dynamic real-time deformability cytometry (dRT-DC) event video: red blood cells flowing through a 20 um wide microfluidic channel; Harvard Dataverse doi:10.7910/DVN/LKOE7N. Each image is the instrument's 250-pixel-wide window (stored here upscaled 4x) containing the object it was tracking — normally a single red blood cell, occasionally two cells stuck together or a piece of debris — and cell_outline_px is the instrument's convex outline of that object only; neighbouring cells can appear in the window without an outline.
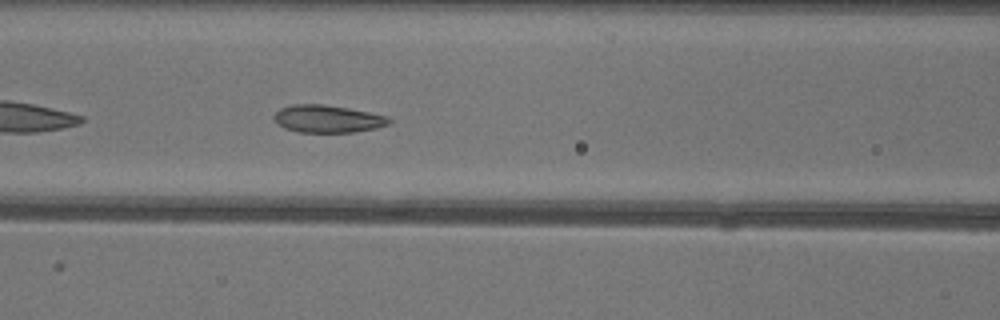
{"species": "common noctule bat (a hibernating species)", "species_latin": "Nyctalus noctula", "temperature_condition": "warm", "stored_images_in_passage": 26, "camera_frame_rate_fps": 3000, "um_per_image_px": 0.085, "animal": {"sex": "female"}, "frame": {"image": 1, "passage_image": 8, "time_ms": 2.333, "image_size_px": [1000, 320], "cell_outline_px": [[392, 124], [376, 128], [352, 132], [296, 132], [284, 128], [272, 116], [280, 108], [292, 104], [324, 104], [348, 108], [388, 116], [392, 120]], "centroid_in_image_um": [27.87, 10.1], "position_along_channel_um": 138.7, "area_um2": 18.5}}
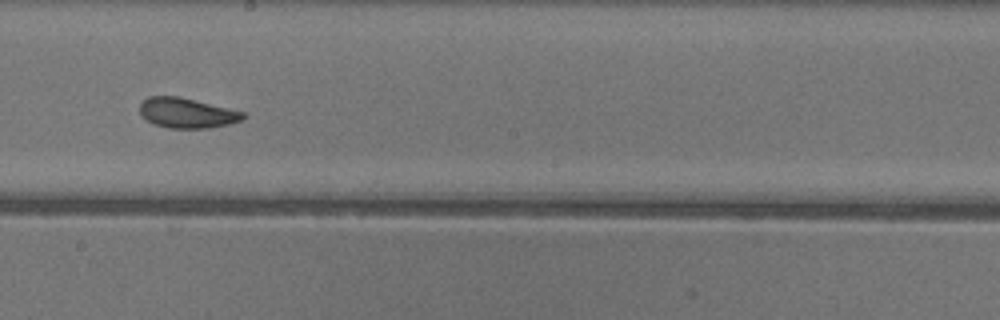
{"frame": {"image": 2, "passage_image": 15, "time_ms": 4.667, "image_size_px": [1000, 320], "cell_outline_px": [[248, 116], [244, 120], [228, 124], [208, 128], [168, 128], [152, 124], [144, 120], [140, 116], [140, 104], [148, 96], [176, 96], [248, 112]], "centroid_in_image_um": [15.91, 9.61], "position_along_channel_um": 232.3, "area_um2": 18.44}}
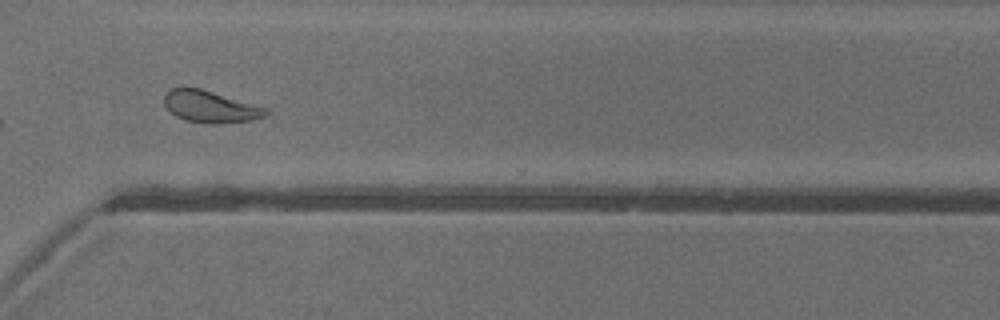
{"frame": {"image": 3, "passage_image": 24, "time_ms": 7.667, "image_size_px": [1000, 320], "cell_outline_px": [[268, 112], [264, 116], [252, 120], [216, 124], [212, 124], [188, 120], [176, 116], [164, 104], [164, 96], [172, 88], [200, 88], [268, 108]], "centroid_in_image_um": [17.9, 9.07], "position_along_channel_um": 352.7, "area_um2": 18.5}, "authors_computed_cell_mechanics": {"area_um2": 18.496, "velocity_mm_per_s": 4.0191, "shape_relaxation_time_tau1_ms": 5.8428, "shape_relaxation_time_tau2_ms": 1.3536, "deformation_change_tau1": 0.1607, "deformation_change_tau2": 0.0829}}